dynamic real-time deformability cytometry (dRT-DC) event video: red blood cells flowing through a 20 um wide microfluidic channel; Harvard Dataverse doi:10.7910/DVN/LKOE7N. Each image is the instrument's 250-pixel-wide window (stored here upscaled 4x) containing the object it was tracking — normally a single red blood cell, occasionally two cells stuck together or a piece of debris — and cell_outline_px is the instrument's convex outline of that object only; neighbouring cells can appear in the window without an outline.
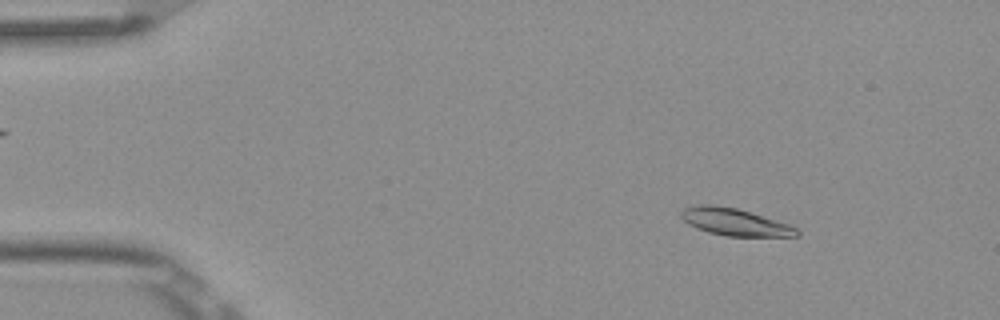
{"species": "Egyptian fruit bat (a non-hibernating species)", "species_latin": "Rousettus aegyptiacus", "temperature_condition": "room temperature", "stored_images_in_passage": 8, "camera_frame_rate_fps": 3000, "um_per_image_px": 0.085, "frame": {"image": 1, "passage_image": 2, "time_ms": 0.333, "image_size_px": [1000, 320], "cell_outline_px": [[800, 236], [724, 236], [708, 232], [696, 228], [688, 224], [680, 216], [680, 212], [684, 208], [696, 204], [712, 204], [736, 208], [788, 224], [796, 228], [800, 232]], "centroid_in_image_um": [62.41, 18.87], "position_along_channel_um": 22.6, "area_um2": 18.26}}
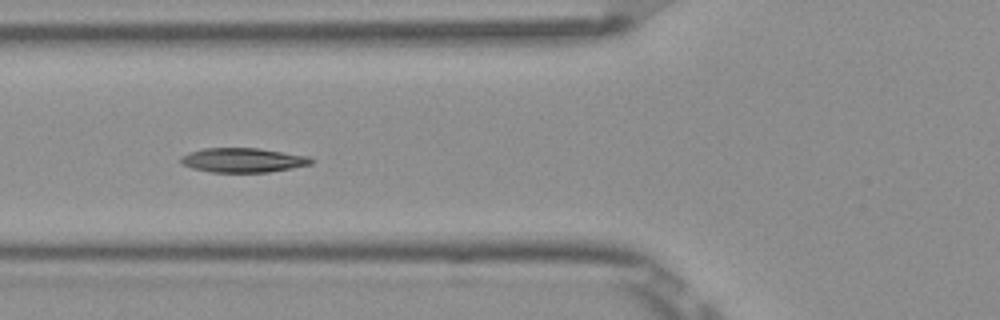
{"frame": {"image": 2, "passage_image": 5, "time_ms": 1.333, "image_size_px": [1000, 320], "cell_outline_px": [[316, 160], [312, 164], [292, 168], [268, 172], [212, 172], [192, 168], [184, 164], [180, 160], [180, 156], [188, 152], [204, 148], [260, 148], [308, 156]], "centroid_in_image_um": [20.68, 13.6], "position_along_channel_um": 105.1, "area_um2": 18.61}}
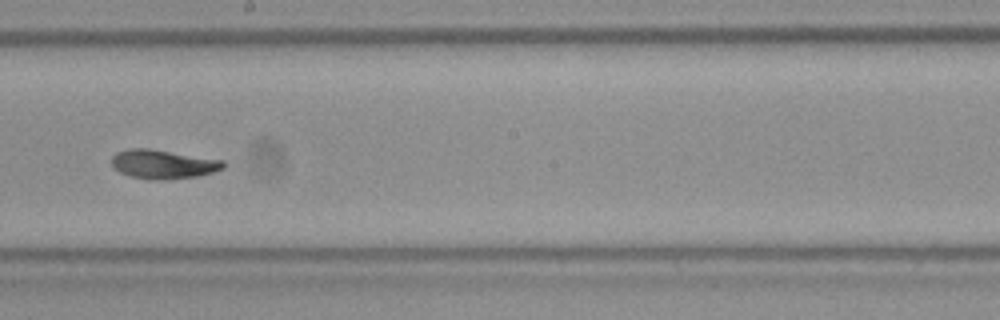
{"frame": {"image": 3, "passage_image": 8, "time_ms": 2.333, "image_size_px": [1000, 320], "cell_outline_px": [[224, 168], [212, 172], [196, 176], [164, 180], [148, 180], [128, 176], [120, 172], [112, 164], [112, 156], [116, 152], [128, 148], [148, 148], [224, 160]], "centroid_in_image_um": [13.83, 13.96], "position_along_channel_um": 234.4, "area_um2": 18.9}}